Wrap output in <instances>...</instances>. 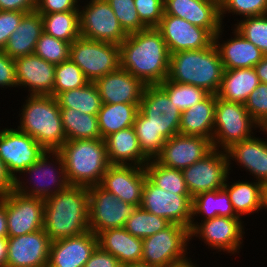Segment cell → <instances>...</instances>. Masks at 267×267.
Segmentation results:
<instances>
[{
	"instance_id": "11a10c76",
	"label": "cell",
	"mask_w": 267,
	"mask_h": 267,
	"mask_svg": "<svg viewBox=\"0 0 267 267\" xmlns=\"http://www.w3.org/2000/svg\"><path fill=\"white\" fill-rule=\"evenodd\" d=\"M14 181L8 173L5 164L0 159V196L14 190Z\"/></svg>"
},
{
	"instance_id": "277c9868",
	"label": "cell",
	"mask_w": 267,
	"mask_h": 267,
	"mask_svg": "<svg viewBox=\"0 0 267 267\" xmlns=\"http://www.w3.org/2000/svg\"><path fill=\"white\" fill-rule=\"evenodd\" d=\"M17 129L34 138L46 151H58L67 141L60 107L53 96L28 95Z\"/></svg>"
},
{
	"instance_id": "816d5d0a",
	"label": "cell",
	"mask_w": 267,
	"mask_h": 267,
	"mask_svg": "<svg viewBox=\"0 0 267 267\" xmlns=\"http://www.w3.org/2000/svg\"><path fill=\"white\" fill-rule=\"evenodd\" d=\"M0 87H17L15 61L3 51H0Z\"/></svg>"
},
{
	"instance_id": "b9f144b4",
	"label": "cell",
	"mask_w": 267,
	"mask_h": 267,
	"mask_svg": "<svg viewBox=\"0 0 267 267\" xmlns=\"http://www.w3.org/2000/svg\"><path fill=\"white\" fill-rule=\"evenodd\" d=\"M54 76L53 97L64 91L83 87L90 82L82 70L70 59L56 65Z\"/></svg>"
},
{
	"instance_id": "4dcf8cb0",
	"label": "cell",
	"mask_w": 267,
	"mask_h": 267,
	"mask_svg": "<svg viewBox=\"0 0 267 267\" xmlns=\"http://www.w3.org/2000/svg\"><path fill=\"white\" fill-rule=\"evenodd\" d=\"M216 94H209L204 100L181 113L179 134L201 136L212 142Z\"/></svg>"
},
{
	"instance_id": "30bf717a",
	"label": "cell",
	"mask_w": 267,
	"mask_h": 267,
	"mask_svg": "<svg viewBox=\"0 0 267 267\" xmlns=\"http://www.w3.org/2000/svg\"><path fill=\"white\" fill-rule=\"evenodd\" d=\"M69 59L90 82H95L120 67V46L80 36L70 45Z\"/></svg>"
},
{
	"instance_id": "9f6ffc18",
	"label": "cell",
	"mask_w": 267,
	"mask_h": 267,
	"mask_svg": "<svg viewBox=\"0 0 267 267\" xmlns=\"http://www.w3.org/2000/svg\"><path fill=\"white\" fill-rule=\"evenodd\" d=\"M0 237H8L6 194L0 196Z\"/></svg>"
},
{
	"instance_id": "60d3db41",
	"label": "cell",
	"mask_w": 267,
	"mask_h": 267,
	"mask_svg": "<svg viewBox=\"0 0 267 267\" xmlns=\"http://www.w3.org/2000/svg\"><path fill=\"white\" fill-rule=\"evenodd\" d=\"M170 224L165 218L154 215L139 206L126 220L124 228L134 237L144 239L164 230Z\"/></svg>"
},
{
	"instance_id": "ba28073f",
	"label": "cell",
	"mask_w": 267,
	"mask_h": 267,
	"mask_svg": "<svg viewBox=\"0 0 267 267\" xmlns=\"http://www.w3.org/2000/svg\"><path fill=\"white\" fill-rule=\"evenodd\" d=\"M262 129L250 116L243 103L217 97L213 125L212 146L226 151L233 144L253 137L255 129Z\"/></svg>"
},
{
	"instance_id": "f6af8a7d",
	"label": "cell",
	"mask_w": 267,
	"mask_h": 267,
	"mask_svg": "<svg viewBox=\"0 0 267 267\" xmlns=\"http://www.w3.org/2000/svg\"><path fill=\"white\" fill-rule=\"evenodd\" d=\"M115 13L121 27L127 34L135 33L147 27L140 21L134 0H106Z\"/></svg>"
},
{
	"instance_id": "be15d7a7",
	"label": "cell",
	"mask_w": 267,
	"mask_h": 267,
	"mask_svg": "<svg viewBox=\"0 0 267 267\" xmlns=\"http://www.w3.org/2000/svg\"><path fill=\"white\" fill-rule=\"evenodd\" d=\"M260 131H262L263 133H265V135L267 134V128H262V129H260Z\"/></svg>"
},
{
	"instance_id": "7a4b0ae2",
	"label": "cell",
	"mask_w": 267,
	"mask_h": 267,
	"mask_svg": "<svg viewBox=\"0 0 267 267\" xmlns=\"http://www.w3.org/2000/svg\"><path fill=\"white\" fill-rule=\"evenodd\" d=\"M120 46V67L146 85L168 77L170 52L156 27L128 34Z\"/></svg>"
},
{
	"instance_id": "8992f818",
	"label": "cell",
	"mask_w": 267,
	"mask_h": 267,
	"mask_svg": "<svg viewBox=\"0 0 267 267\" xmlns=\"http://www.w3.org/2000/svg\"><path fill=\"white\" fill-rule=\"evenodd\" d=\"M64 160L71 186L91 187L100 184L111 165L105 139L68 140L58 150Z\"/></svg>"
},
{
	"instance_id": "4316f807",
	"label": "cell",
	"mask_w": 267,
	"mask_h": 267,
	"mask_svg": "<svg viewBox=\"0 0 267 267\" xmlns=\"http://www.w3.org/2000/svg\"><path fill=\"white\" fill-rule=\"evenodd\" d=\"M265 140V141H264ZM229 160V173L231 159L237 165L250 172L256 181L265 184L267 182V139L253 137L233 144L226 150Z\"/></svg>"
},
{
	"instance_id": "680465c9",
	"label": "cell",
	"mask_w": 267,
	"mask_h": 267,
	"mask_svg": "<svg viewBox=\"0 0 267 267\" xmlns=\"http://www.w3.org/2000/svg\"><path fill=\"white\" fill-rule=\"evenodd\" d=\"M8 237H0V267H7Z\"/></svg>"
},
{
	"instance_id": "f35d334b",
	"label": "cell",
	"mask_w": 267,
	"mask_h": 267,
	"mask_svg": "<svg viewBox=\"0 0 267 267\" xmlns=\"http://www.w3.org/2000/svg\"><path fill=\"white\" fill-rule=\"evenodd\" d=\"M144 170L153 185L177 195H190L181 170L165 167L155 159L150 160Z\"/></svg>"
},
{
	"instance_id": "e0dca14e",
	"label": "cell",
	"mask_w": 267,
	"mask_h": 267,
	"mask_svg": "<svg viewBox=\"0 0 267 267\" xmlns=\"http://www.w3.org/2000/svg\"><path fill=\"white\" fill-rule=\"evenodd\" d=\"M156 28L162 34L170 54L200 50L214 44V36L207 29L172 15L164 14Z\"/></svg>"
},
{
	"instance_id": "c3c4849f",
	"label": "cell",
	"mask_w": 267,
	"mask_h": 267,
	"mask_svg": "<svg viewBox=\"0 0 267 267\" xmlns=\"http://www.w3.org/2000/svg\"><path fill=\"white\" fill-rule=\"evenodd\" d=\"M140 21L147 27H157L164 15V0H134Z\"/></svg>"
},
{
	"instance_id": "e575fe53",
	"label": "cell",
	"mask_w": 267,
	"mask_h": 267,
	"mask_svg": "<svg viewBox=\"0 0 267 267\" xmlns=\"http://www.w3.org/2000/svg\"><path fill=\"white\" fill-rule=\"evenodd\" d=\"M198 215L199 217L200 215H204L201 221L212 219L217 216L238 217L235 214L229 195L224 189L203 192L192 198L193 217L191 222H194Z\"/></svg>"
},
{
	"instance_id": "d6a6232c",
	"label": "cell",
	"mask_w": 267,
	"mask_h": 267,
	"mask_svg": "<svg viewBox=\"0 0 267 267\" xmlns=\"http://www.w3.org/2000/svg\"><path fill=\"white\" fill-rule=\"evenodd\" d=\"M229 175L223 189L229 195L235 214L242 218V215H250L263 209V184L256 181H234L228 183Z\"/></svg>"
},
{
	"instance_id": "db71d44e",
	"label": "cell",
	"mask_w": 267,
	"mask_h": 267,
	"mask_svg": "<svg viewBox=\"0 0 267 267\" xmlns=\"http://www.w3.org/2000/svg\"><path fill=\"white\" fill-rule=\"evenodd\" d=\"M37 0H0L2 11L31 12L36 9Z\"/></svg>"
},
{
	"instance_id": "7402d4cb",
	"label": "cell",
	"mask_w": 267,
	"mask_h": 267,
	"mask_svg": "<svg viewBox=\"0 0 267 267\" xmlns=\"http://www.w3.org/2000/svg\"><path fill=\"white\" fill-rule=\"evenodd\" d=\"M164 14L185 19L207 29L213 36L224 28L220 0H164Z\"/></svg>"
},
{
	"instance_id": "52a82bcc",
	"label": "cell",
	"mask_w": 267,
	"mask_h": 267,
	"mask_svg": "<svg viewBox=\"0 0 267 267\" xmlns=\"http://www.w3.org/2000/svg\"><path fill=\"white\" fill-rule=\"evenodd\" d=\"M22 173L24 175H18L14 181V191L24 196L45 200L70 186L65 173L63 157L58 151H45L34 164ZM25 175V178L28 176L34 177L29 180L24 178ZM30 181L31 183H28ZM27 184L32 185L29 187Z\"/></svg>"
},
{
	"instance_id": "836d02e7",
	"label": "cell",
	"mask_w": 267,
	"mask_h": 267,
	"mask_svg": "<svg viewBox=\"0 0 267 267\" xmlns=\"http://www.w3.org/2000/svg\"><path fill=\"white\" fill-rule=\"evenodd\" d=\"M140 104H102L98 112V123L101 138L122 129L132 127Z\"/></svg>"
},
{
	"instance_id": "5b68a950",
	"label": "cell",
	"mask_w": 267,
	"mask_h": 267,
	"mask_svg": "<svg viewBox=\"0 0 267 267\" xmlns=\"http://www.w3.org/2000/svg\"><path fill=\"white\" fill-rule=\"evenodd\" d=\"M224 72L223 63L213 44L200 50L170 54L168 80L194 85L209 94H216Z\"/></svg>"
},
{
	"instance_id": "f1b7e54d",
	"label": "cell",
	"mask_w": 267,
	"mask_h": 267,
	"mask_svg": "<svg viewBox=\"0 0 267 267\" xmlns=\"http://www.w3.org/2000/svg\"><path fill=\"white\" fill-rule=\"evenodd\" d=\"M97 238L98 246L116 257L122 265L142 259V239L134 237L124 227L104 230Z\"/></svg>"
},
{
	"instance_id": "d590c367",
	"label": "cell",
	"mask_w": 267,
	"mask_h": 267,
	"mask_svg": "<svg viewBox=\"0 0 267 267\" xmlns=\"http://www.w3.org/2000/svg\"><path fill=\"white\" fill-rule=\"evenodd\" d=\"M60 108H71L81 113L98 115L102 100L95 82L83 87L67 90L55 96Z\"/></svg>"
},
{
	"instance_id": "484cf974",
	"label": "cell",
	"mask_w": 267,
	"mask_h": 267,
	"mask_svg": "<svg viewBox=\"0 0 267 267\" xmlns=\"http://www.w3.org/2000/svg\"><path fill=\"white\" fill-rule=\"evenodd\" d=\"M234 38L221 40L223 28L214 36V45L218 50L224 69L254 68L264 57L262 51L244 38L236 29ZM221 40V41H220ZM221 43H220V42Z\"/></svg>"
},
{
	"instance_id": "6da1fadb",
	"label": "cell",
	"mask_w": 267,
	"mask_h": 267,
	"mask_svg": "<svg viewBox=\"0 0 267 267\" xmlns=\"http://www.w3.org/2000/svg\"><path fill=\"white\" fill-rule=\"evenodd\" d=\"M181 111L158 85H146L136 114L135 129L142 153L155 159L166 140L179 134Z\"/></svg>"
},
{
	"instance_id": "8fae6325",
	"label": "cell",
	"mask_w": 267,
	"mask_h": 267,
	"mask_svg": "<svg viewBox=\"0 0 267 267\" xmlns=\"http://www.w3.org/2000/svg\"><path fill=\"white\" fill-rule=\"evenodd\" d=\"M79 6L80 35L83 38L120 45L128 34L121 27L106 0L85 1Z\"/></svg>"
},
{
	"instance_id": "603a6c76",
	"label": "cell",
	"mask_w": 267,
	"mask_h": 267,
	"mask_svg": "<svg viewBox=\"0 0 267 267\" xmlns=\"http://www.w3.org/2000/svg\"><path fill=\"white\" fill-rule=\"evenodd\" d=\"M17 87L28 88V95L52 96L56 65L36 54L14 59Z\"/></svg>"
},
{
	"instance_id": "cb8c5ba5",
	"label": "cell",
	"mask_w": 267,
	"mask_h": 267,
	"mask_svg": "<svg viewBox=\"0 0 267 267\" xmlns=\"http://www.w3.org/2000/svg\"><path fill=\"white\" fill-rule=\"evenodd\" d=\"M95 84L102 104H140L146 87L142 80L121 67L98 78Z\"/></svg>"
},
{
	"instance_id": "7c38bea8",
	"label": "cell",
	"mask_w": 267,
	"mask_h": 267,
	"mask_svg": "<svg viewBox=\"0 0 267 267\" xmlns=\"http://www.w3.org/2000/svg\"><path fill=\"white\" fill-rule=\"evenodd\" d=\"M240 217L217 216L205 221L191 222L190 237H198L208 248L230 253H239L245 234L244 221ZM193 237V238H192ZM241 245V246H240Z\"/></svg>"
},
{
	"instance_id": "7bdbcfd3",
	"label": "cell",
	"mask_w": 267,
	"mask_h": 267,
	"mask_svg": "<svg viewBox=\"0 0 267 267\" xmlns=\"http://www.w3.org/2000/svg\"><path fill=\"white\" fill-rule=\"evenodd\" d=\"M234 25V29L260 49L264 56H267V14L240 18V21Z\"/></svg>"
},
{
	"instance_id": "7dc6e473",
	"label": "cell",
	"mask_w": 267,
	"mask_h": 267,
	"mask_svg": "<svg viewBox=\"0 0 267 267\" xmlns=\"http://www.w3.org/2000/svg\"><path fill=\"white\" fill-rule=\"evenodd\" d=\"M244 105L260 127L267 128V84L260 82L257 88L250 93Z\"/></svg>"
},
{
	"instance_id": "6f0895ef",
	"label": "cell",
	"mask_w": 267,
	"mask_h": 267,
	"mask_svg": "<svg viewBox=\"0 0 267 267\" xmlns=\"http://www.w3.org/2000/svg\"><path fill=\"white\" fill-rule=\"evenodd\" d=\"M261 83L267 84V56L254 67Z\"/></svg>"
},
{
	"instance_id": "3957f363",
	"label": "cell",
	"mask_w": 267,
	"mask_h": 267,
	"mask_svg": "<svg viewBox=\"0 0 267 267\" xmlns=\"http://www.w3.org/2000/svg\"><path fill=\"white\" fill-rule=\"evenodd\" d=\"M43 229L51 242L89 231V191L69 186L44 200Z\"/></svg>"
},
{
	"instance_id": "f546056e",
	"label": "cell",
	"mask_w": 267,
	"mask_h": 267,
	"mask_svg": "<svg viewBox=\"0 0 267 267\" xmlns=\"http://www.w3.org/2000/svg\"><path fill=\"white\" fill-rule=\"evenodd\" d=\"M42 33V15L36 10L28 12L9 37L3 52L12 59L33 54Z\"/></svg>"
},
{
	"instance_id": "d6986e66",
	"label": "cell",
	"mask_w": 267,
	"mask_h": 267,
	"mask_svg": "<svg viewBox=\"0 0 267 267\" xmlns=\"http://www.w3.org/2000/svg\"><path fill=\"white\" fill-rule=\"evenodd\" d=\"M212 149V142L205 137L176 134L166 140L155 160L165 167L182 170L202 159Z\"/></svg>"
},
{
	"instance_id": "83f0119b",
	"label": "cell",
	"mask_w": 267,
	"mask_h": 267,
	"mask_svg": "<svg viewBox=\"0 0 267 267\" xmlns=\"http://www.w3.org/2000/svg\"><path fill=\"white\" fill-rule=\"evenodd\" d=\"M111 165L144 167L150 160L142 153L134 127L114 132L105 138Z\"/></svg>"
},
{
	"instance_id": "ee69618b",
	"label": "cell",
	"mask_w": 267,
	"mask_h": 267,
	"mask_svg": "<svg viewBox=\"0 0 267 267\" xmlns=\"http://www.w3.org/2000/svg\"><path fill=\"white\" fill-rule=\"evenodd\" d=\"M70 45L71 43L57 39L43 32L36 43L34 54L49 63L58 65L69 60Z\"/></svg>"
},
{
	"instance_id": "ac0fdd59",
	"label": "cell",
	"mask_w": 267,
	"mask_h": 267,
	"mask_svg": "<svg viewBox=\"0 0 267 267\" xmlns=\"http://www.w3.org/2000/svg\"><path fill=\"white\" fill-rule=\"evenodd\" d=\"M8 237L43 229L44 200L11 190L6 194Z\"/></svg>"
},
{
	"instance_id": "94428289",
	"label": "cell",
	"mask_w": 267,
	"mask_h": 267,
	"mask_svg": "<svg viewBox=\"0 0 267 267\" xmlns=\"http://www.w3.org/2000/svg\"><path fill=\"white\" fill-rule=\"evenodd\" d=\"M170 267H199V266H197L196 264H194V262H192L191 261V258H190V259H188L185 262H182V263H179V264L170 266Z\"/></svg>"
},
{
	"instance_id": "74e56055",
	"label": "cell",
	"mask_w": 267,
	"mask_h": 267,
	"mask_svg": "<svg viewBox=\"0 0 267 267\" xmlns=\"http://www.w3.org/2000/svg\"><path fill=\"white\" fill-rule=\"evenodd\" d=\"M43 32L57 39L72 43L80 35L79 11L41 14Z\"/></svg>"
},
{
	"instance_id": "f5cc1de1",
	"label": "cell",
	"mask_w": 267,
	"mask_h": 267,
	"mask_svg": "<svg viewBox=\"0 0 267 267\" xmlns=\"http://www.w3.org/2000/svg\"><path fill=\"white\" fill-rule=\"evenodd\" d=\"M84 267H122V264L112 254L97 246Z\"/></svg>"
},
{
	"instance_id": "91938a15",
	"label": "cell",
	"mask_w": 267,
	"mask_h": 267,
	"mask_svg": "<svg viewBox=\"0 0 267 267\" xmlns=\"http://www.w3.org/2000/svg\"><path fill=\"white\" fill-rule=\"evenodd\" d=\"M122 267H155V266L147 264L143 261H139V262H131L123 264Z\"/></svg>"
},
{
	"instance_id": "ab89813d",
	"label": "cell",
	"mask_w": 267,
	"mask_h": 267,
	"mask_svg": "<svg viewBox=\"0 0 267 267\" xmlns=\"http://www.w3.org/2000/svg\"><path fill=\"white\" fill-rule=\"evenodd\" d=\"M158 85L168 94L171 102L175 104L181 113L201 102L209 95L202 88L185 83H177L168 79H165Z\"/></svg>"
},
{
	"instance_id": "681fc988",
	"label": "cell",
	"mask_w": 267,
	"mask_h": 267,
	"mask_svg": "<svg viewBox=\"0 0 267 267\" xmlns=\"http://www.w3.org/2000/svg\"><path fill=\"white\" fill-rule=\"evenodd\" d=\"M27 12L0 10V51H3L9 37Z\"/></svg>"
},
{
	"instance_id": "4fadbf2b",
	"label": "cell",
	"mask_w": 267,
	"mask_h": 267,
	"mask_svg": "<svg viewBox=\"0 0 267 267\" xmlns=\"http://www.w3.org/2000/svg\"><path fill=\"white\" fill-rule=\"evenodd\" d=\"M88 191L89 230L95 235L107 229L124 227L138 207L119 200L99 184L88 187Z\"/></svg>"
},
{
	"instance_id": "ffe728a7",
	"label": "cell",
	"mask_w": 267,
	"mask_h": 267,
	"mask_svg": "<svg viewBox=\"0 0 267 267\" xmlns=\"http://www.w3.org/2000/svg\"><path fill=\"white\" fill-rule=\"evenodd\" d=\"M146 178L144 167L110 165L99 185L119 200L139 207Z\"/></svg>"
},
{
	"instance_id": "8d00e7d4",
	"label": "cell",
	"mask_w": 267,
	"mask_h": 267,
	"mask_svg": "<svg viewBox=\"0 0 267 267\" xmlns=\"http://www.w3.org/2000/svg\"><path fill=\"white\" fill-rule=\"evenodd\" d=\"M60 114L67 141L101 138L97 116L71 108H60Z\"/></svg>"
},
{
	"instance_id": "d4e9b609",
	"label": "cell",
	"mask_w": 267,
	"mask_h": 267,
	"mask_svg": "<svg viewBox=\"0 0 267 267\" xmlns=\"http://www.w3.org/2000/svg\"><path fill=\"white\" fill-rule=\"evenodd\" d=\"M98 246L92 231L51 242L47 267H84Z\"/></svg>"
},
{
	"instance_id": "5bb4252c",
	"label": "cell",
	"mask_w": 267,
	"mask_h": 267,
	"mask_svg": "<svg viewBox=\"0 0 267 267\" xmlns=\"http://www.w3.org/2000/svg\"><path fill=\"white\" fill-rule=\"evenodd\" d=\"M181 171L192 198L203 192L223 189L229 175L227 153L213 148L202 159Z\"/></svg>"
},
{
	"instance_id": "1f68e13d",
	"label": "cell",
	"mask_w": 267,
	"mask_h": 267,
	"mask_svg": "<svg viewBox=\"0 0 267 267\" xmlns=\"http://www.w3.org/2000/svg\"><path fill=\"white\" fill-rule=\"evenodd\" d=\"M260 80L254 68L224 69L218 98L245 103L250 93L257 88Z\"/></svg>"
},
{
	"instance_id": "44dd1931",
	"label": "cell",
	"mask_w": 267,
	"mask_h": 267,
	"mask_svg": "<svg viewBox=\"0 0 267 267\" xmlns=\"http://www.w3.org/2000/svg\"><path fill=\"white\" fill-rule=\"evenodd\" d=\"M50 245L44 229L8 237L7 267H47Z\"/></svg>"
},
{
	"instance_id": "2e32d148",
	"label": "cell",
	"mask_w": 267,
	"mask_h": 267,
	"mask_svg": "<svg viewBox=\"0 0 267 267\" xmlns=\"http://www.w3.org/2000/svg\"><path fill=\"white\" fill-rule=\"evenodd\" d=\"M141 207L148 212L190 228L192 220V197L177 195L145 180Z\"/></svg>"
},
{
	"instance_id": "f907efd6",
	"label": "cell",
	"mask_w": 267,
	"mask_h": 267,
	"mask_svg": "<svg viewBox=\"0 0 267 267\" xmlns=\"http://www.w3.org/2000/svg\"><path fill=\"white\" fill-rule=\"evenodd\" d=\"M79 0H37L36 11L39 14H49L66 11H79Z\"/></svg>"
},
{
	"instance_id": "bcb514c9",
	"label": "cell",
	"mask_w": 267,
	"mask_h": 267,
	"mask_svg": "<svg viewBox=\"0 0 267 267\" xmlns=\"http://www.w3.org/2000/svg\"><path fill=\"white\" fill-rule=\"evenodd\" d=\"M231 13L242 18L267 14V0H220V17L223 24L224 14ZM244 17H243V16Z\"/></svg>"
},
{
	"instance_id": "9a60e30c",
	"label": "cell",
	"mask_w": 267,
	"mask_h": 267,
	"mask_svg": "<svg viewBox=\"0 0 267 267\" xmlns=\"http://www.w3.org/2000/svg\"><path fill=\"white\" fill-rule=\"evenodd\" d=\"M45 151L34 138L17 128L7 127L0 130V159L14 180Z\"/></svg>"
},
{
	"instance_id": "9c48e42d",
	"label": "cell",
	"mask_w": 267,
	"mask_h": 267,
	"mask_svg": "<svg viewBox=\"0 0 267 267\" xmlns=\"http://www.w3.org/2000/svg\"><path fill=\"white\" fill-rule=\"evenodd\" d=\"M141 261L155 267H170L190 259V228L171 223L164 230L142 239Z\"/></svg>"
},
{
	"instance_id": "6125c7cd",
	"label": "cell",
	"mask_w": 267,
	"mask_h": 267,
	"mask_svg": "<svg viewBox=\"0 0 267 267\" xmlns=\"http://www.w3.org/2000/svg\"><path fill=\"white\" fill-rule=\"evenodd\" d=\"M267 209V182L263 184V209Z\"/></svg>"
}]
</instances>
